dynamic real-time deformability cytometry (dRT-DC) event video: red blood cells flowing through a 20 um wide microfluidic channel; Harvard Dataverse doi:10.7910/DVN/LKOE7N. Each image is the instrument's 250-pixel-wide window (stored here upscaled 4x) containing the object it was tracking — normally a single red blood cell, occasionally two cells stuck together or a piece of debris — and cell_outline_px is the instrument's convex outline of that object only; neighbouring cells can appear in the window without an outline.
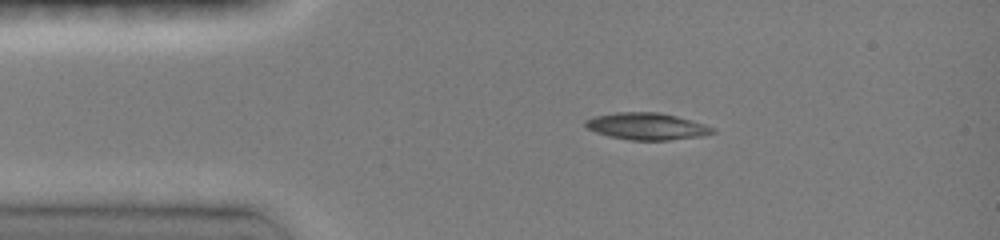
{"species": "common noctule bat (a hibernating species)", "species_latin": "Nyctalus noctula", "temperature_condition": "room temperature", "stored_images_in_passage": 39, "camera_frame_rate_fps": 3000, "um_per_image_px": 0.085, "animal": {"sex": "female", "body_mass_g": 19.0, "forearm_length_mm": 51.5}, "frame": {"image": 1, "passage_image": 1, "time_ms": 0.0, "image_size_px": [1000, 240], "cell_outline_px": [[716, 132], [704, 136], [668, 140], [632, 140], [608, 136], [596, 132], [588, 128], [584, 124], [584, 120], [596, 116], [616, 112], [656, 112], [676, 116], [704, 124], [716, 128]], "centroid_in_image_um": [55.0, 10.74], "position_along_channel_um": 30.0, "area_um2": 19.88}}
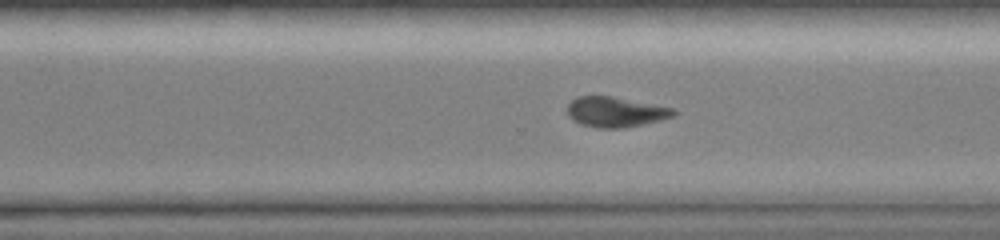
{"frame": {"image": 2, "passage_image": 25, "time_ms": 8.0, "image_size_px": [1000, 240], "cell_outline_px": [[676, 112], [672, 116], [660, 120], [620, 128], [600, 128], [580, 124], [568, 116], [568, 104], [576, 96], [612, 96], [676, 108]], "centroid_in_image_um": [52.31, 9.5], "position_along_channel_um": 318.3, "area_um2": 18.55}}
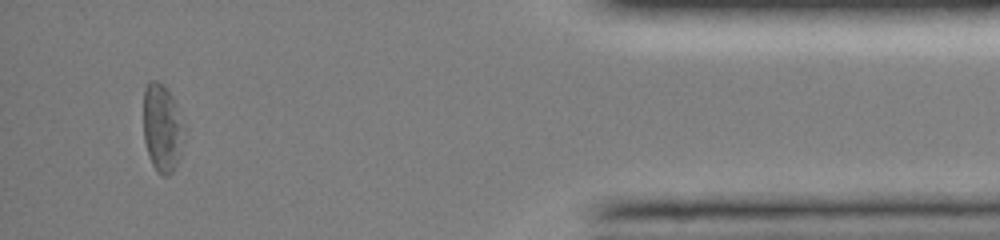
{"frame": {"image": 3, "passage_image": 36, "time_ms": 11.667, "image_size_px": [1000, 240], "cell_outline_px": [[184, 132], [180, 156], [172, 172], [168, 176], [160, 176], [156, 172], [148, 156], [144, 140], [144, 88], [148, 80], [156, 80], [164, 84], [168, 88], [176, 104], [184, 124]], "centroid_in_image_um": [13.78, 10.86], "position_along_channel_um": 421.4, "area_um2": 21.21}, "authors_computed_cell_mechanics": {"area_um2": 19.5942, "velocity_mm_per_s": 4.0826, "shape_relaxation_time_tau1_ms": 2.4633, "shape_relaxation_time_tau2_ms": null, "deformation_change_tau1": 0.135, "deformation_change_tau2": null}}